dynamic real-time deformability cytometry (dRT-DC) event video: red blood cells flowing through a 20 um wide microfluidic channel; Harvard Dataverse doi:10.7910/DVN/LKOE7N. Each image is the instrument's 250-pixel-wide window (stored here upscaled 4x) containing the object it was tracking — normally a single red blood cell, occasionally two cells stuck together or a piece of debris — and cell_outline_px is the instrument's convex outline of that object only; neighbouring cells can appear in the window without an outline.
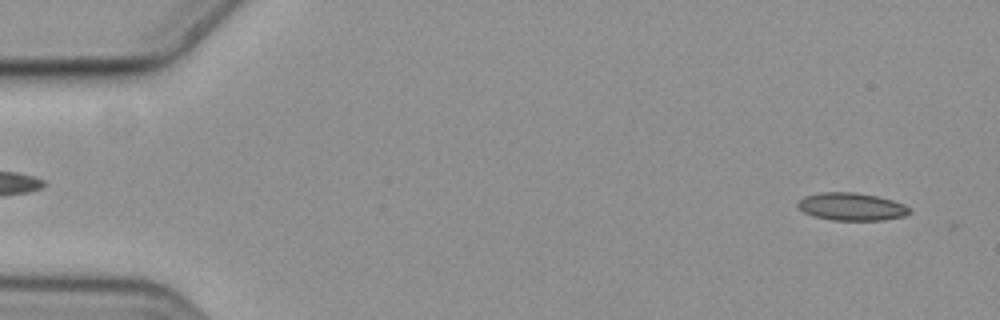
{"species": "common noctule bat (a hibernating species)", "species_latin": "Nyctalus noctula", "temperature_condition": "cold", "stored_images_in_passage": 15, "camera_frame_rate_fps": 3000, "um_per_image_px": 0.085, "animal": {"sex": "female", "body_mass_g": 19.3, "forearm_length_mm": 54.1}, "frame": {"image": 1, "passage_image": 3, "time_ms": 0.667, "image_size_px": [1000, 320], "cell_outline_px": [[912, 212], [904, 216], [880, 220], [832, 220], [812, 216], [804, 212], [796, 204], [804, 196], [820, 192], [852, 192], [876, 196], [892, 200], [904, 204], [912, 208]], "centroid_in_image_um": [72.39, 17.57], "position_along_channel_um": 12.6, "area_um2": 18.03}}